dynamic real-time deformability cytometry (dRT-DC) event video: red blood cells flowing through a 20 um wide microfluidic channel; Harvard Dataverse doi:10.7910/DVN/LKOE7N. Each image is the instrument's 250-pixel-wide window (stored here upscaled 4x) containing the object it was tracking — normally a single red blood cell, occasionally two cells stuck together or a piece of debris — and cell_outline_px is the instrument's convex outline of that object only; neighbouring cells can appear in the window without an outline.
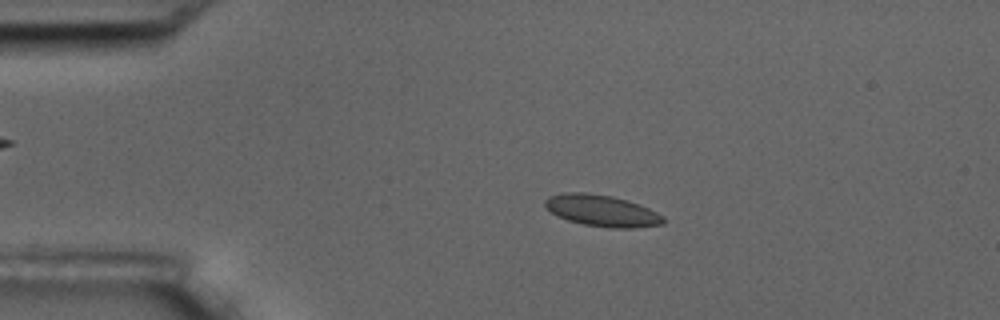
{"species": "common noctule bat (a hibernating species)", "species_latin": "Nyctalus noctula", "temperature_condition": "room temperature", "stored_images_in_passage": 54, "camera_frame_rate_fps": 3000, "um_per_image_px": 0.085, "animal": {"sex": "male", "body_mass_g": 17.5, "forearm_length_mm": 52.3}, "frame": {"image": 1, "passage_image": 10, "time_ms": 3.0, "image_size_px": [1000, 320], "cell_outline_px": [[664, 224], [636, 228], [608, 228], [584, 224], [568, 220], [544, 208], [544, 200], [548, 196], [564, 192], [588, 192], [612, 196], [628, 200], [640, 204], [664, 216]], "centroid_in_image_um": [51.16, 17.9], "position_along_channel_um": 33.8, "area_um2": 21.91}}
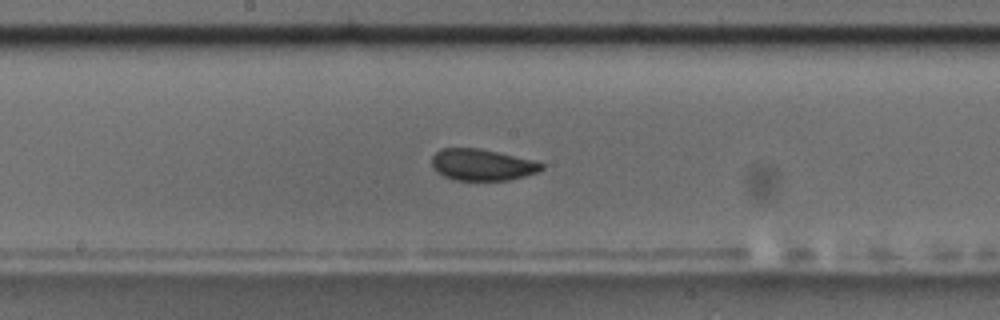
{"frame": {"image": 2, "passage_image": 28, "time_ms": 9.0, "image_size_px": [1000, 320], "cell_outline_px": [[544, 168], [536, 172], [524, 176], [508, 180], [456, 180], [444, 176], [436, 172], [432, 168], [432, 156], [440, 148], [480, 148], [532, 160], [544, 164]], "centroid_in_image_um": [40.93, 14.0], "position_along_channel_um": 207.3, "area_um2": 20.06}}
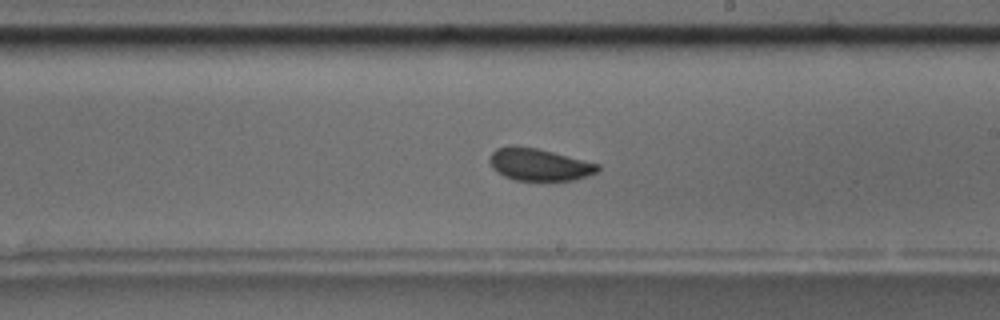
{"frame": {"image": 3, "passage_image": 31, "time_ms": 10.0, "image_size_px": [1000, 320], "cell_outline_px": [[600, 168], [596, 172], [588, 176], [572, 180], [516, 180], [504, 176], [496, 172], [492, 168], [488, 160], [492, 152], [496, 148], [508, 144], [512, 144], [536, 148], [600, 164]], "centroid_in_image_um": [45.77, 13.97], "position_along_channel_um": 243.2, "area_um2": 20.4}, "authors_computed_cell_mechanics": {"area_um2": 20.4323, "velocity_mm_per_s": 3.6038, "shape_relaxation_time_tau1_ms": 3.4165, "shape_relaxation_time_tau2_ms": 0.9964, "deformation_change_tau1": 0.0683, "deformation_change_tau2": 0.0503}}